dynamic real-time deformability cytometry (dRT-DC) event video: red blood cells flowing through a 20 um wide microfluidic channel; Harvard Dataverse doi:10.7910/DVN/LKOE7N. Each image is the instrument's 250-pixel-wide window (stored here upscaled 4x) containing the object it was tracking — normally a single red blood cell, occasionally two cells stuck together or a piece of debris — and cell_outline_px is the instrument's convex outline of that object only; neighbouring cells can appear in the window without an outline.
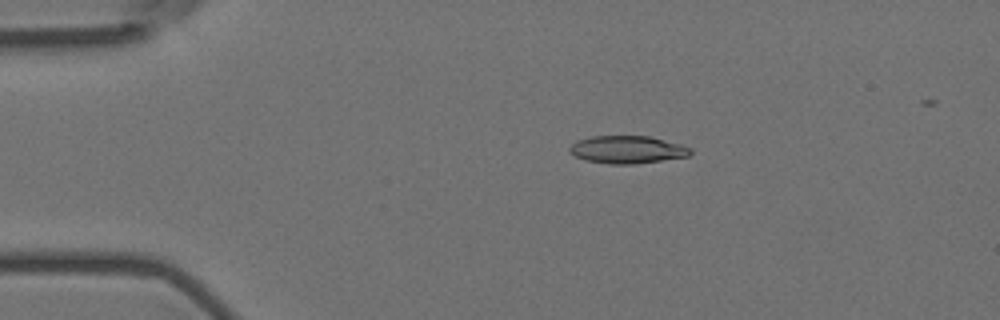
{"species": "Egyptian fruit bat (a non-hibernating species)", "species_latin": "Rousettus aegyptiacus", "temperature_condition": "room temperature", "stored_images_in_passage": 35, "camera_frame_rate_fps": 3000, "um_per_image_px": 0.085, "animal": {"sex": "female"}, "frame": {"image": 1, "passage_image": 1, "time_ms": 0.0, "image_size_px": [1000, 320], "cell_outline_px": [[692, 152], [688, 156], [632, 164], [612, 164], [584, 160], [576, 156], [568, 148], [576, 140], [592, 136], [648, 136], [680, 144], [692, 148]], "centroid_in_image_um": [53.31, 12.71], "position_along_channel_um": 31.7, "area_um2": 19.25}}
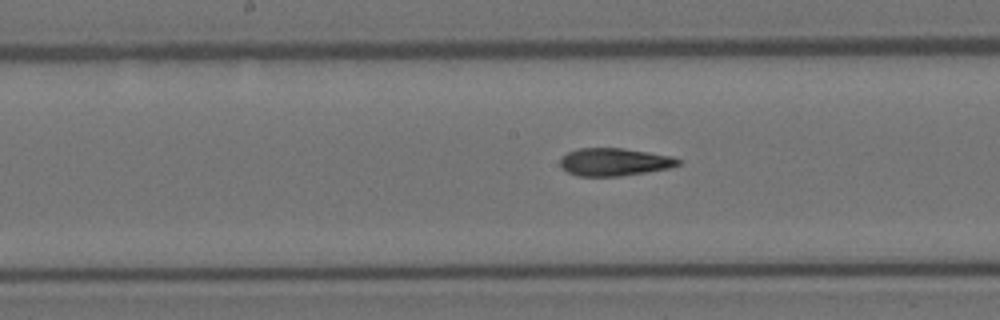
{"frame": {"image": 2, "passage_image": 18, "time_ms": 5.667, "image_size_px": [1000, 320], "cell_outline_px": [[680, 164], [668, 168], [620, 176], [576, 176], [560, 168], [560, 160], [568, 152], [576, 148], [624, 148], [672, 156], [680, 160]], "centroid_in_image_um": [52.18, 13.76], "position_along_channel_um": 196.0, "area_um2": 19.02}}
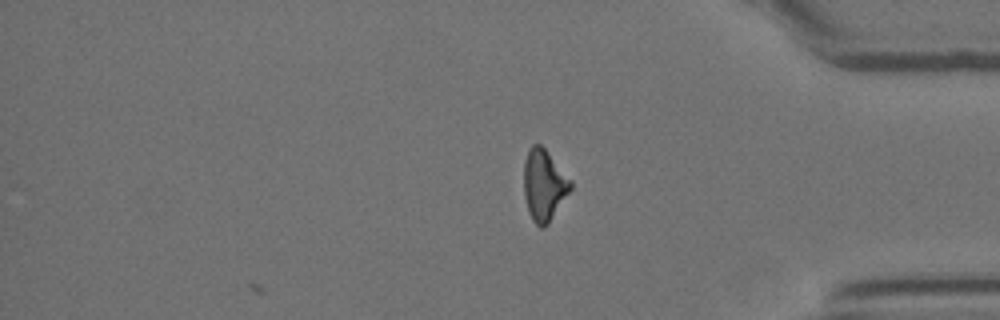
{"frame": {"image": 3, "passage_image": 35, "time_ms": 11.333, "image_size_px": [1000, 320], "cell_outline_px": [[572, 188], [548, 224], [544, 228], [540, 228], [532, 220], [528, 212], [524, 196], [524, 160], [528, 148], [532, 144], [540, 144], [548, 152], [572, 180]], "centroid_in_image_um": [46.23, 15.73], "position_along_channel_um": 389.0, "area_um2": 19.59}, "authors_computed_cell_mechanics": {"area_um2": 19.3052, "velocity_mm_per_s": 3.7407, "shape_relaxation_time_tau1_ms": null, "shape_relaxation_time_tau2_ms": 3.2382, "deformation_change_tau1": null, "deformation_change_tau2": 0.1245}}